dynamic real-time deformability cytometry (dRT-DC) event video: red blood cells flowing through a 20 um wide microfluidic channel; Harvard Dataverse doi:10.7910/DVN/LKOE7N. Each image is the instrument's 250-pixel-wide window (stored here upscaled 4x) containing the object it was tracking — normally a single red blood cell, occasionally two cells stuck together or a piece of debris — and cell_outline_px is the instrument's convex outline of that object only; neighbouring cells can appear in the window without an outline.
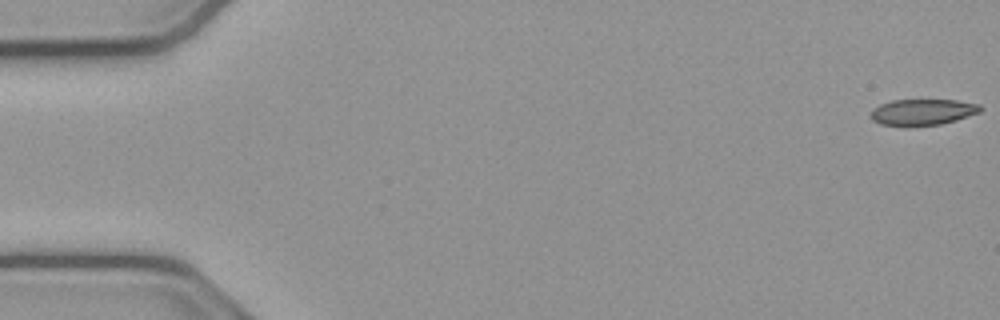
{"species": "common noctule bat (a hibernating species)", "species_latin": "Nyctalus noctula", "temperature_condition": "cold", "stored_images_in_passage": 51, "camera_frame_rate_fps": 3000, "um_per_image_px": 0.085, "animal": {"sex": "male", "body_mass_g": 23.1, "forearm_length_mm": 52.7}, "frame": {"image": 1, "passage_image": 1, "time_ms": 0.0, "image_size_px": [1000, 320], "cell_outline_px": [[984, 108], [980, 112], [956, 120], [940, 124], [912, 128], [904, 128], [880, 124], [872, 120], [872, 108], [880, 104], [892, 100], [956, 100], [980, 104]], "centroid_in_image_um": [78.4, 9.55], "position_along_channel_um": 6.6, "area_um2": 17.22}}
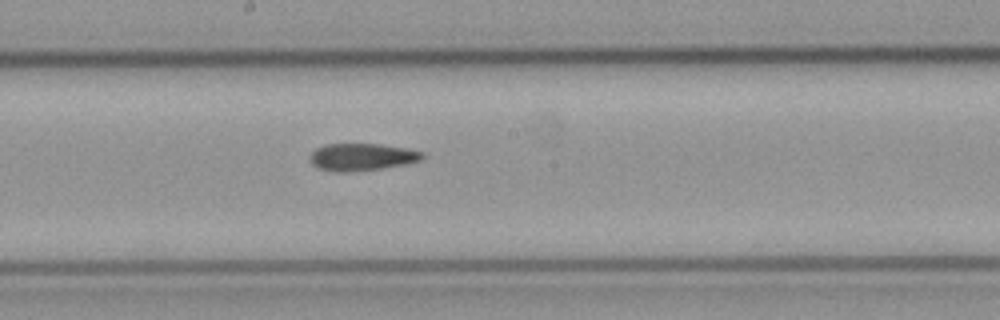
{"frame": {"image": 2, "passage_image": 29, "time_ms": 9.333, "image_size_px": [1000, 320], "cell_outline_px": [[424, 156], [420, 160], [404, 164], [380, 168], [340, 172], [320, 168], [312, 164], [308, 156], [316, 148], [324, 144], [380, 144], [408, 148], [424, 152]], "centroid_in_image_um": [30.75, 13.32], "position_along_channel_um": 217.5, "area_um2": 17.63}}
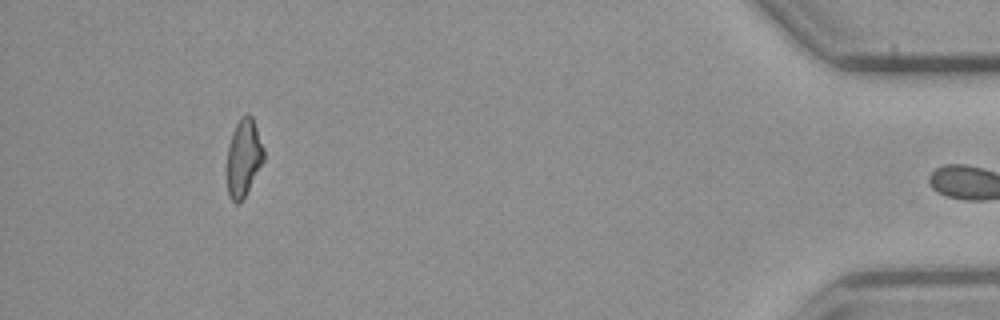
{"frame": {"image": 3, "passage_image": 50, "time_ms": 16.333, "image_size_px": [1000, 320], "cell_outline_px": [[264, 160], [244, 200], [240, 204], [236, 204], [228, 196], [228, 148], [232, 132], [240, 116], [248, 112], [252, 116], [264, 148]], "centroid_in_image_um": [20.73, 13.42], "position_along_channel_um": 414.5, "area_um2": 16.76}}